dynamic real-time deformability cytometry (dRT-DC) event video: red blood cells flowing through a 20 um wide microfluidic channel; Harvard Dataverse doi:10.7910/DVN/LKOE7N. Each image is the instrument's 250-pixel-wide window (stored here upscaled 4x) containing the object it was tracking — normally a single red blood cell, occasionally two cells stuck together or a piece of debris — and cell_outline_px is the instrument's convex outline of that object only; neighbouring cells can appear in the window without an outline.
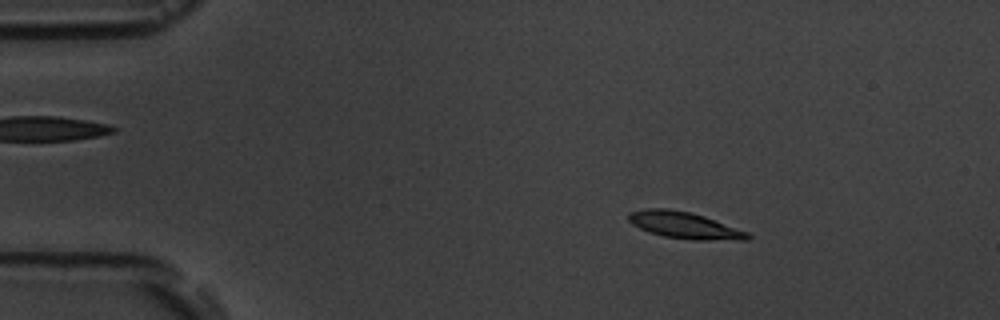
{"species": "common noctule bat (a hibernating species)", "species_latin": "Nyctalus noctula", "temperature_condition": "room temperature", "stored_images_in_passage": 5, "camera_frame_rate_fps": 3000, "um_per_image_px": 0.085, "animal": {"sex": "male", "body_mass_g": 19.5, "forearm_length_mm": 54.6}, "frame": {"image": 1, "passage_image": 3, "time_ms": 2.0, "image_size_px": [1000, 320], "cell_outline_px": [[752, 236], [748, 240], [692, 240], [664, 236], [648, 232], [632, 224], [628, 220], [628, 212], [648, 208], [668, 208], [692, 212], [704, 216], [748, 232]], "centroid_in_image_um": [58.17, 19.14], "position_along_channel_um": 26.8, "area_um2": 18.61}}